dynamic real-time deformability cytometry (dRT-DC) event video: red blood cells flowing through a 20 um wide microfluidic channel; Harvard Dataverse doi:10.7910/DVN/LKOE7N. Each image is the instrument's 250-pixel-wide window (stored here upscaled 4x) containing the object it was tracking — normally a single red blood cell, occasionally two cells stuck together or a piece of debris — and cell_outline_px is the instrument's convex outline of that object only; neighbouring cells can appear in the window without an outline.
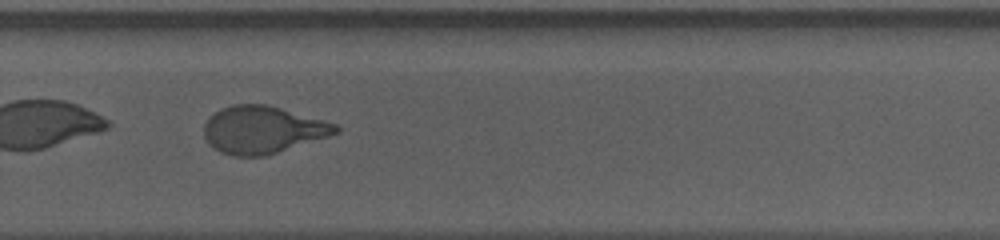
{"species": "human", "species_latin": "Homo sapiens", "temperature_condition": "cold", "stored_images_in_passage": 39, "camera_frame_rate_fps": 3000, "um_per_image_px": 0.085, "donor": {"sex": "male"}, "frame": {"image": 1, "passage_image": 28, "time_ms": 9.0, "image_size_px": [1000, 240], "cell_outline_px": [[340, 132], [328, 136], [264, 156], [232, 156], [220, 152], [212, 148], [208, 144], [204, 136], [204, 124], [208, 116], [220, 108], [232, 104], [264, 104], [280, 108], [336, 124], [340, 128]], "centroid_in_image_um": [22.25, 11.03], "position_along_channel_um": 307.5, "area_um2": 36.24}}